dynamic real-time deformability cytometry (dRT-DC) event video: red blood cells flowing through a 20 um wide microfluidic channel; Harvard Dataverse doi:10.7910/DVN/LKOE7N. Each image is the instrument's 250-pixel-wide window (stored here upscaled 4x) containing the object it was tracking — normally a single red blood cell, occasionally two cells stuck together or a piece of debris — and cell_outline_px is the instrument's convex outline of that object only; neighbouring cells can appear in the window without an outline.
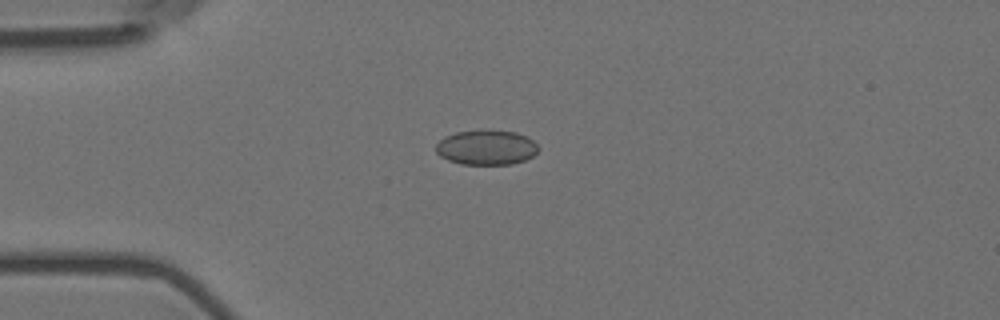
{"species": "Egyptian fruit bat (a non-hibernating species)", "species_latin": "Rousettus aegyptiacus", "temperature_condition": "room temperature", "stored_images_in_passage": 8, "camera_frame_rate_fps": 3000, "um_per_image_px": 0.085, "animal": {"sex": "female"}, "frame": {"image": 1, "passage_image": 1, "time_ms": 0.0, "image_size_px": [1000, 320], "cell_outline_px": [[540, 148], [532, 156], [524, 160], [512, 164], [460, 164], [448, 160], [440, 156], [436, 152], [436, 144], [444, 136], [456, 132], [480, 128], [488, 128], [516, 132], [532, 140]], "centroid_in_image_um": [41.31, 12.5], "position_along_channel_um": 43.7, "area_um2": 21.21}}
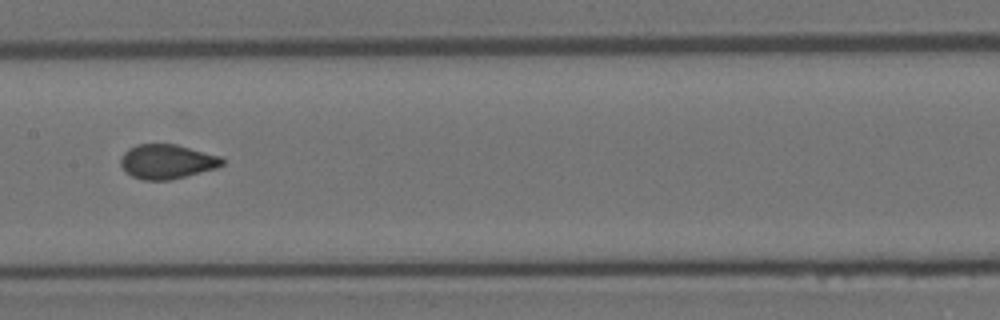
{"frame": {"image": 2, "passage_image": 5, "time_ms": 1.333, "image_size_px": [1000, 320], "cell_outline_px": [[224, 164], [216, 168], [168, 180], [144, 180], [132, 176], [120, 164], [120, 156], [128, 148], [136, 144], [176, 144], [220, 156], [224, 160]], "centroid_in_image_um": [14.17, 13.72], "position_along_channel_um": 193.2, "area_um2": 20.23}}
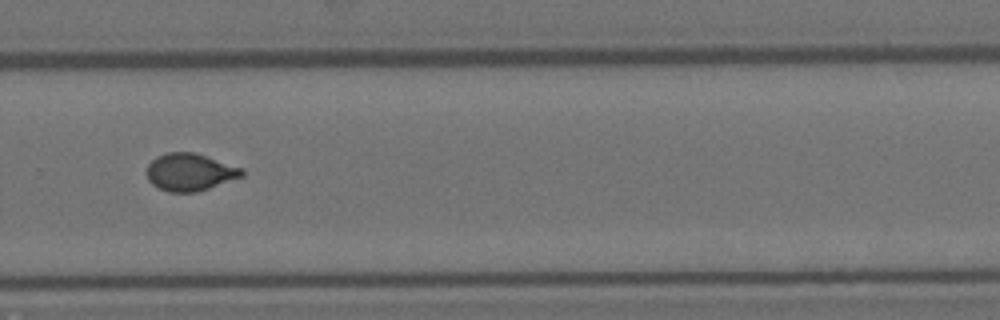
{"frame": {"image": 3, "passage_image": 8, "time_ms": 2.333, "image_size_px": [1000, 320], "cell_outline_px": [[244, 176], [196, 192], [168, 192], [152, 184], [148, 180], [148, 164], [156, 156], [168, 152], [192, 152], [244, 168]], "centroid_in_image_um": [16.15, 14.63], "position_along_channel_um": 313.6, "area_um2": 20.58}}